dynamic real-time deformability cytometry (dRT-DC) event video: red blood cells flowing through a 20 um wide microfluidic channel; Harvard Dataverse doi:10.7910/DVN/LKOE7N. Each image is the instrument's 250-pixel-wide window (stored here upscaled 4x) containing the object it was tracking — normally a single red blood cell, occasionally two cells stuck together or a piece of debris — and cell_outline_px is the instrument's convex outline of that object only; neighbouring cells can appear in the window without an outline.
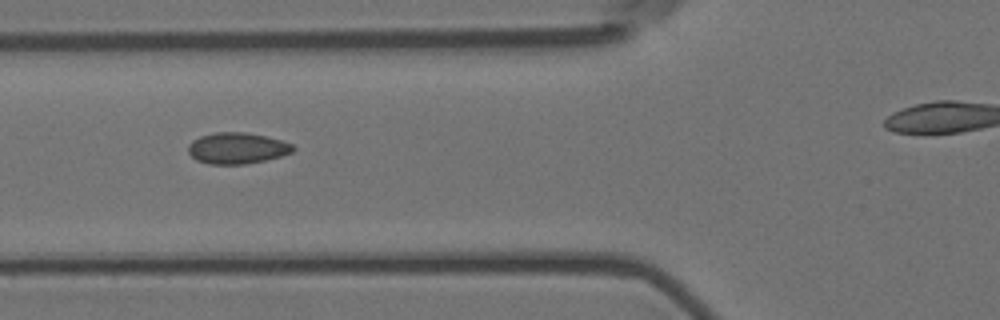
{"species": "Egyptian fruit bat (a non-hibernating species)", "species_latin": "Rousettus aegyptiacus", "temperature_condition": "room temperature", "stored_images_in_passage": 11, "segment_of_instrument_passage": [1, 2], "camera_frame_rate_fps": 3000, "um_per_image_px": 0.085, "animal": {"sex": "female"}, "frame": {"image": 1, "passage_image": 6, "time_ms": 1.667, "image_size_px": [1000, 320], "cell_outline_px": [[296, 148], [292, 152], [280, 156], [264, 160], [244, 164], [208, 164], [196, 160], [188, 152], [188, 144], [192, 140], [200, 136], [216, 132], [244, 132], [264, 136], [280, 140], [292, 144]], "centroid_in_image_um": [20.12, 12.59], "position_along_channel_um": 105.7, "area_um2": 18.96}}
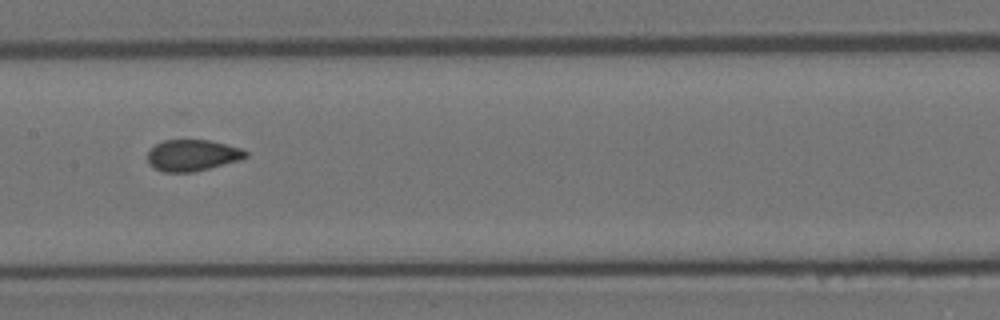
{"frame": {"image": 2, "passage_image": 8, "time_ms": 2.333, "image_size_px": [1000, 320], "cell_outline_px": [[248, 156], [240, 160], [192, 172], [164, 172], [148, 164], [148, 152], [156, 144], [164, 140], [208, 140], [240, 148], [248, 152]], "centroid_in_image_um": [16.35, 13.2], "position_along_channel_um": 191.1, "area_um2": 17.69}}
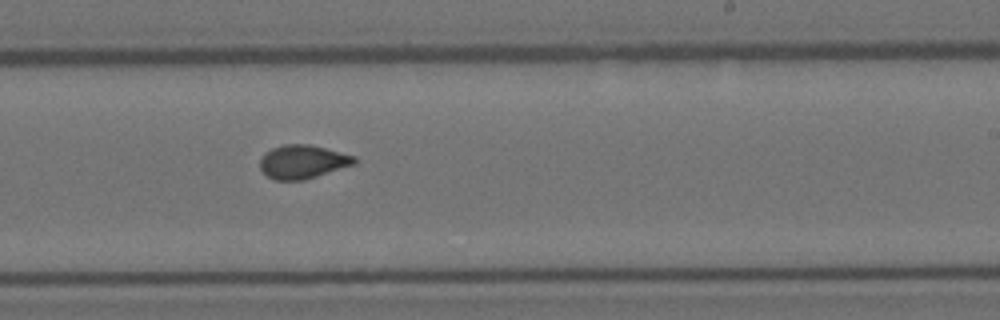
{"frame": {"image": 3, "passage_image": 10, "time_ms": 3.0, "image_size_px": [1000, 320], "cell_outline_px": [[356, 164], [304, 180], [276, 180], [268, 176], [260, 168], [260, 160], [264, 152], [272, 148], [284, 144], [308, 144], [356, 156]], "centroid_in_image_um": [25.73, 13.75], "position_along_channel_um": 263.3, "area_um2": 18.44}}